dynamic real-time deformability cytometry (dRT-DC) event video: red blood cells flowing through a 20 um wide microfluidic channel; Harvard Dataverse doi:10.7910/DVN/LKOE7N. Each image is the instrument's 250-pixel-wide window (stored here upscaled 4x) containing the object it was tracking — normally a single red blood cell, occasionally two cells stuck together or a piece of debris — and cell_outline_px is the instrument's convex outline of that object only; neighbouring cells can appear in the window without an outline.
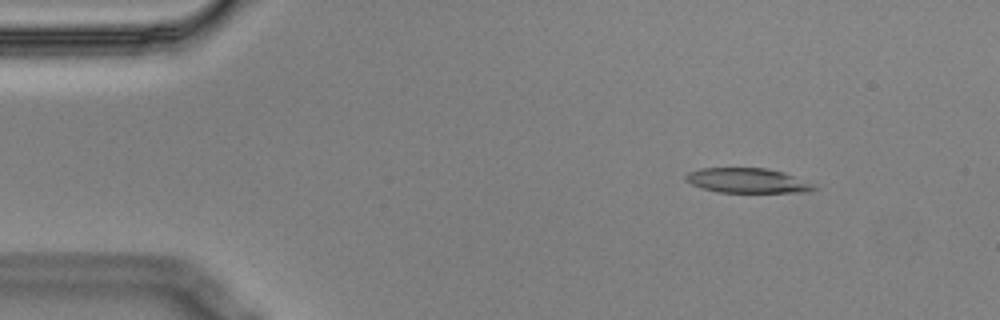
{"species": "Egyptian fruit bat (a non-hibernating species)", "species_latin": "Rousettus aegyptiacus", "temperature_condition": "cold", "stored_images_in_passage": 56, "camera_frame_rate_fps": 3000, "um_per_image_px": 0.085, "animal": {"sex": "male"}, "frame": {"image": 1, "passage_image": 7, "time_ms": 2.0, "image_size_px": [1000, 320], "cell_outline_px": [[816, 188], [808, 192], [716, 192], [692, 184], [684, 180], [684, 176], [688, 172], [700, 168], [768, 168], [784, 172], [812, 184]], "centroid_in_image_um": [63.48, 15.34], "position_along_channel_um": 21.5, "area_um2": 18.38}}
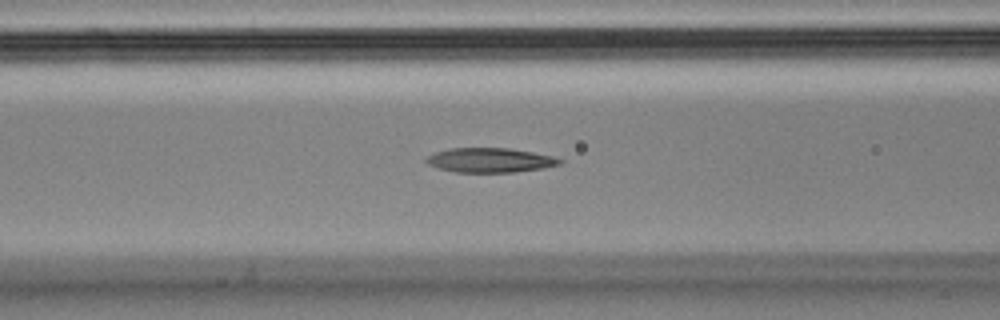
{"frame": {"image": 2, "passage_image": 22, "time_ms": 7.0, "image_size_px": [1000, 320], "cell_outline_px": [[564, 160], [560, 164], [544, 168], [512, 172], [456, 172], [436, 168], [428, 164], [424, 160], [428, 156], [436, 152], [448, 148], [508, 148], [532, 152], [552, 156]], "centroid_in_image_um": [41.63, 13.61], "position_along_channel_um": 125.0, "area_um2": 19.02}}
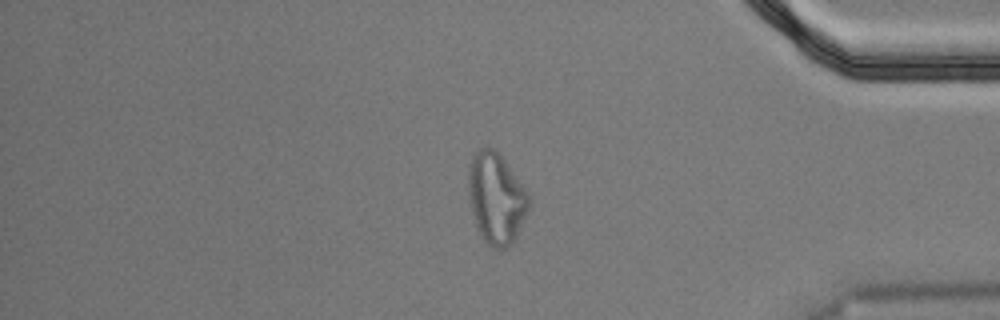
{"frame": {"image": 3, "passage_image": 47, "time_ms": 15.333, "image_size_px": [1000, 320], "cell_outline_px": [[528, 212], [512, 244], [508, 248], [492, 248], [480, 236], [468, 200], [468, 164], [472, 152], [480, 148], [496, 148], [524, 188], [528, 196]], "centroid_in_image_um": [42.13, 16.83], "position_along_channel_um": 393.1, "area_um2": 32.14}, "authors_computed_cell_mechanics": {"area_um2": 19.8543, "velocity_mm_per_s": 3.5396, "shape_relaxation_time_tau1_ms": null, "shape_relaxation_time_tau2_ms": 2.073, "deformation_change_tau1": null, "deformation_change_tau2": 0.1031}}